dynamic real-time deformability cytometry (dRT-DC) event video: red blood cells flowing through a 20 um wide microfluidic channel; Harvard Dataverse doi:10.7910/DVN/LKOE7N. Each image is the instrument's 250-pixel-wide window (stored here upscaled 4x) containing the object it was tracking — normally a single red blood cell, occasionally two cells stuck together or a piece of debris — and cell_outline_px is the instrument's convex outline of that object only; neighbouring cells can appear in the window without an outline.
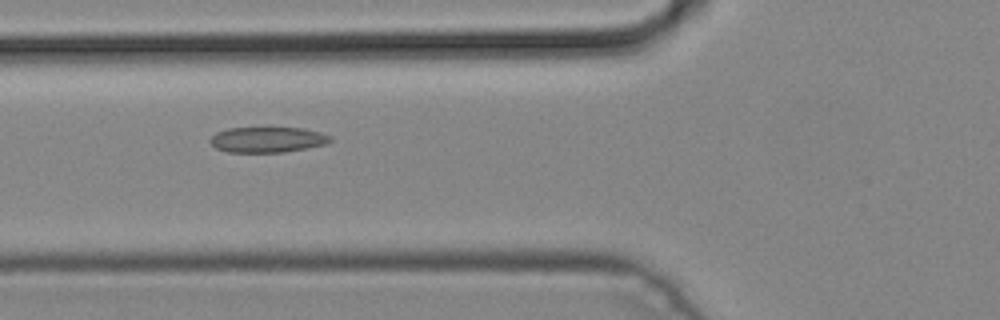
{"species": "common noctule bat (a hibernating species)", "species_latin": "Nyctalus noctula", "temperature_condition": "cold", "stored_images_in_passage": 7, "camera_frame_rate_fps": 3000, "um_per_image_px": 0.085, "animal": {"sex": "male", "body_mass_g": 19.2, "forearm_length_mm": 51.8}, "frame": {"image": 1, "passage_image": 6, "time_ms": 1.667, "image_size_px": [1000, 320], "cell_outline_px": [[332, 140], [328, 144], [308, 148], [284, 152], [228, 152], [216, 148], [208, 140], [216, 132], [228, 128], [304, 128], [320, 132], [332, 136]], "centroid_in_image_um": [22.77, 11.87], "position_along_channel_um": 103.0, "area_um2": 17.98}}
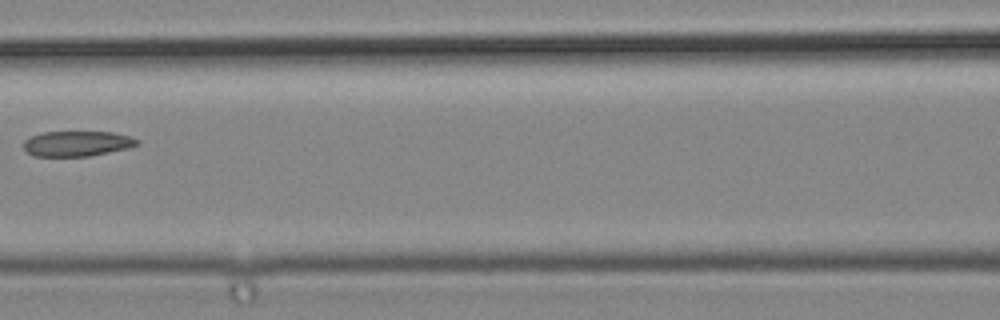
{"frame": {"image": 2, "passage_image": 7, "time_ms": 2.0, "image_size_px": [1000, 320], "cell_outline_px": [[140, 144], [128, 148], [88, 156], [36, 156], [24, 152], [24, 140], [32, 136], [44, 132], [112, 132], [132, 136], [140, 140]], "centroid_in_image_um": [6.57, 12.2], "position_along_channel_um": 160.0, "area_um2": 16.76}}